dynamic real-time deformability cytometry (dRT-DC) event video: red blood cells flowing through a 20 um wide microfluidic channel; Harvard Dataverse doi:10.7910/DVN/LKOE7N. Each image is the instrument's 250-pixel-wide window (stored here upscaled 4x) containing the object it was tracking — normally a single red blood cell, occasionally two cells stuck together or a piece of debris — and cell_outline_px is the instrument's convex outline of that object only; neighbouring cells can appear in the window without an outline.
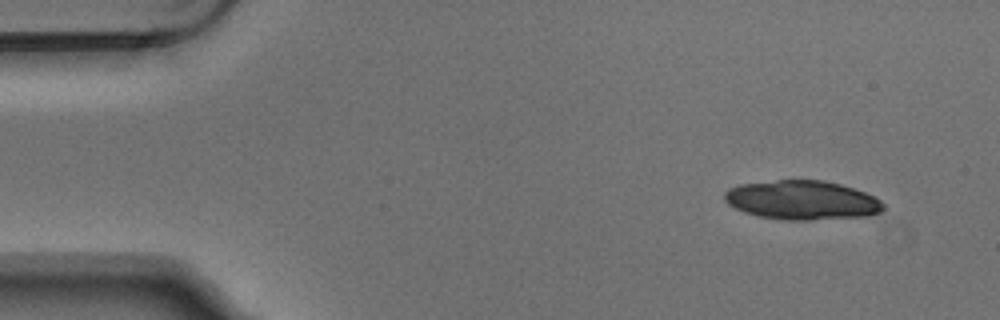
{"species": "Egyptian fruit bat (a non-hibernating species)", "species_latin": "Rousettus aegyptiacus", "temperature_condition": "warm", "stored_images_in_passage": 4, "camera_frame_rate_fps": 3000, "um_per_image_px": 0.085, "animal": {"sex": "male"}, "frame": {"image": 1, "passage_image": 1, "time_ms": 0.0, "image_size_px": [1000, 320], "cell_outline_px": [[884, 208], [880, 212], [868, 216], [808, 220], [784, 220], [756, 216], [744, 212], [728, 204], [724, 200], [724, 192], [728, 188], [740, 184], [776, 180], [824, 180], [840, 184], [864, 192], [880, 200], [884, 204]], "centroid_in_image_um": [68.14, 17.01], "position_along_channel_um": 16.9, "area_um2": 36.3}}